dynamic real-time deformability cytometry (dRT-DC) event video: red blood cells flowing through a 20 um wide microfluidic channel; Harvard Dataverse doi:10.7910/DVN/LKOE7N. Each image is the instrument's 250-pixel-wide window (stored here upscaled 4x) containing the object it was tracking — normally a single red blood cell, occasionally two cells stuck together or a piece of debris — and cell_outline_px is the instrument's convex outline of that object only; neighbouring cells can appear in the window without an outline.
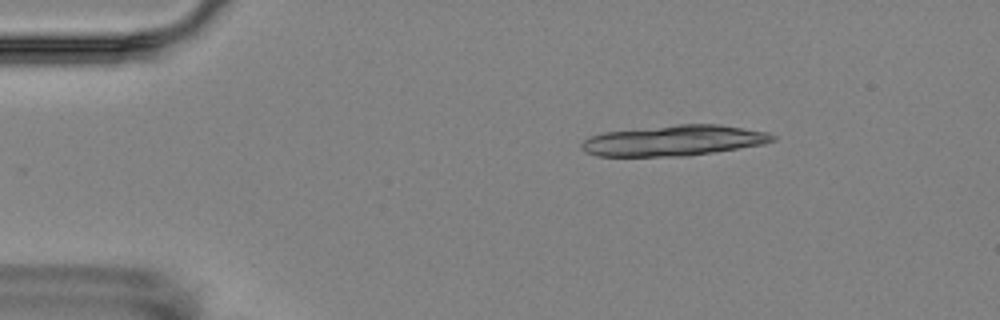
{"species": "Egyptian fruit bat (a non-hibernating species)", "species_latin": "Rousettus aegyptiacus", "temperature_condition": "room temperature", "stored_images_in_passage": 3, "camera_frame_rate_fps": 3000, "um_per_image_px": 0.085, "animal": {"sex": "female"}, "frame": {"image": 1, "passage_image": 1, "time_ms": 0.0, "image_size_px": [1000, 320], "cell_outline_px": [[776, 140], [764, 144], [688, 156], [596, 156], [584, 152], [580, 148], [580, 144], [588, 136], [604, 132], [680, 124], [720, 124], [768, 132], [776, 136]], "centroid_in_image_um": [57.26, 11.95], "position_along_channel_um": 27.7, "area_um2": 34.22}}